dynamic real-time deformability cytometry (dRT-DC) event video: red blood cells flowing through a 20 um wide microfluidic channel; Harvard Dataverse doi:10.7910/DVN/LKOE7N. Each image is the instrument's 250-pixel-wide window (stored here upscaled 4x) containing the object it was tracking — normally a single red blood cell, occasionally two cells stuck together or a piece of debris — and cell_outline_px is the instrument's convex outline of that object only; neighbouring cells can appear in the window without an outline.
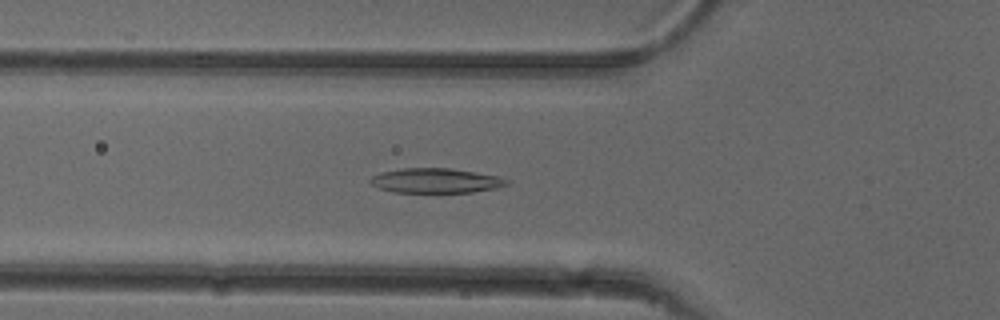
{"species": "common noctule bat (a hibernating species)", "species_latin": "Nyctalus noctula", "temperature_condition": "cold", "stored_images_in_passage": 46, "camera_frame_rate_fps": 3000, "um_per_image_px": 0.085, "animal": {"sex": "female"}, "frame": {"image": 1, "passage_image": 12, "time_ms": 3.667, "image_size_px": [1000, 320], "cell_outline_px": [[508, 184], [496, 188], [472, 192], [392, 192], [380, 188], [372, 184], [368, 180], [372, 176], [380, 172], [400, 168], [448, 168], [496, 176], [508, 180]], "centroid_in_image_um": [36.98, 15.35], "position_along_channel_um": 88.8, "area_um2": 19.42}}
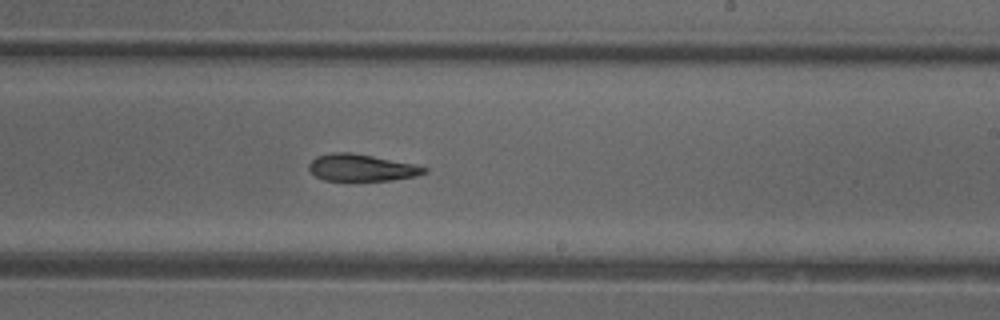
{"frame": {"image": 2, "passage_image": 25, "time_ms": 8.0, "image_size_px": [1000, 320], "cell_outline_px": [[428, 172], [416, 176], [392, 180], [324, 180], [316, 176], [308, 168], [308, 164], [316, 156], [332, 152], [348, 152], [372, 156], [412, 164], [428, 168]], "centroid_in_image_um": [30.71, 14.25], "position_along_channel_um": 258.3, "area_um2": 17.86}}
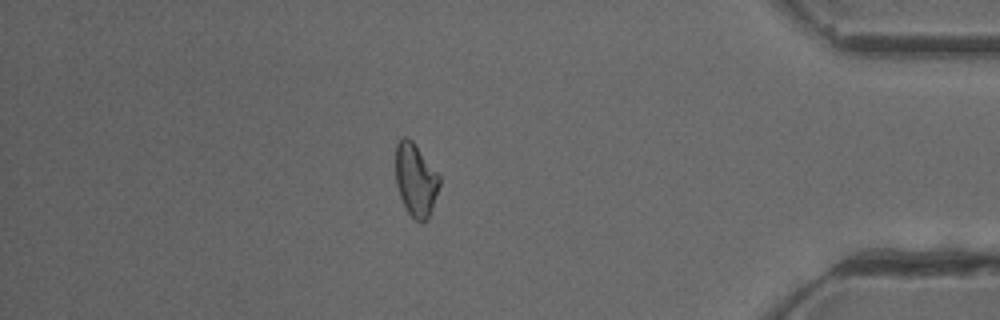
{"frame": {"image": 3, "passage_image": 39, "time_ms": 12.667, "image_size_px": [1000, 320], "cell_outline_px": [[440, 184], [428, 220], [424, 224], [420, 224], [408, 212], [400, 196], [396, 184], [396, 144], [404, 136], [408, 136], [412, 140], [440, 176]], "centroid_in_image_um": [35.34, 15.31], "position_along_channel_um": 399.9, "area_um2": 18.61}}